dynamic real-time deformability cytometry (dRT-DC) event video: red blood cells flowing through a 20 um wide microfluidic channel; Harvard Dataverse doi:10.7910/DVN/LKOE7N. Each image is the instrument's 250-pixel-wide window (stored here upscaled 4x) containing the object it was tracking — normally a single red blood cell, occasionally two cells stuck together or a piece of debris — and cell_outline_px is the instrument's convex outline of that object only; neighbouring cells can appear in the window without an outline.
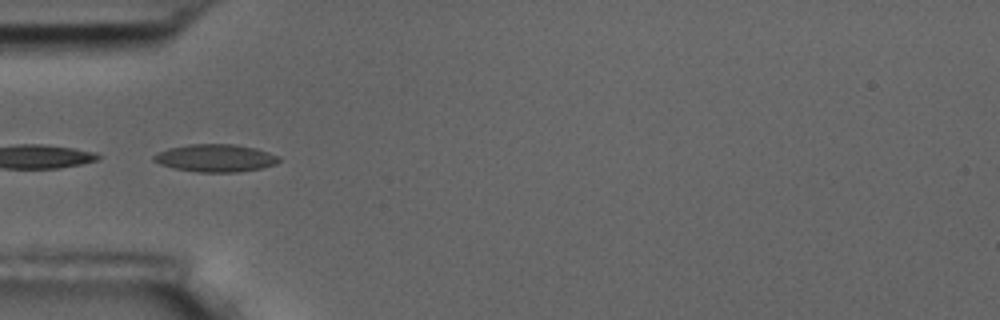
{"species": "common noctule bat (a hibernating species)", "species_latin": "Nyctalus noctula", "temperature_condition": "room temperature", "stored_images_in_passage": 12, "camera_frame_rate_fps": 3000, "um_per_image_px": 0.085, "animal": {"sex": "male", "body_mass_g": 17.5, "forearm_length_mm": 52.3}, "frame": {"image": 1, "passage_image": 1, "time_ms": 0.0, "image_size_px": [1000, 320], "cell_outline_px": [[280, 160], [276, 164], [260, 168], [240, 172], [196, 172], [172, 168], [160, 164], [152, 160], [152, 156], [168, 148], [188, 144], [232, 144], [256, 148], [280, 156]], "centroid_in_image_um": [18.31, 13.44], "position_along_channel_um": 66.7, "area_um2": 20.23}}